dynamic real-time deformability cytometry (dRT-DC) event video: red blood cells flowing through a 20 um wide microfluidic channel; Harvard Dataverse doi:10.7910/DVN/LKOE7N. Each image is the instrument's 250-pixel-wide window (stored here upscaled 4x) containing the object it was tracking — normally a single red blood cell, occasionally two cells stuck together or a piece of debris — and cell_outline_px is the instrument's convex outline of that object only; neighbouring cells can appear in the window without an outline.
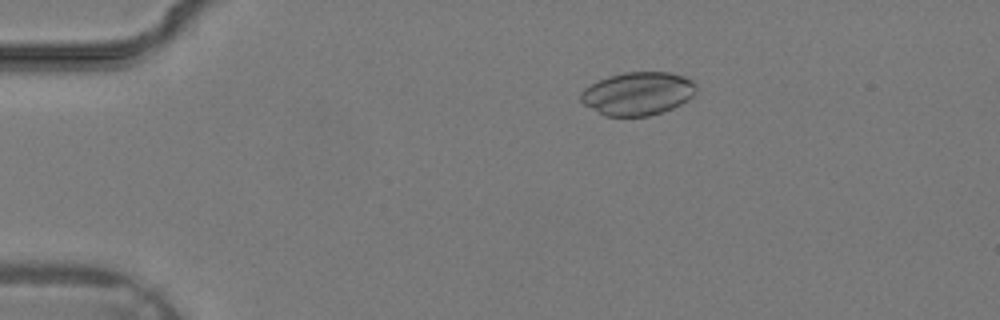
{"species": "common noctule bat (a hibernating species)", "species_latin": "Nyctalus noctula", "temperature_condition": "warm", "stored_images_in_passage": 32, "camera_frame_rate_fps": 3000, "um_per_image_px": 0.085, "animal": {"sex": "male", "body_mass_g": 19.2, "forearm_length_mm": 51.8}, "frame": {"image": 1, "passage_image": 3, "time_ms": 0.667, "image_size_px": [1000, 320], "cell_outline_px": [[696, 92], [688, 100], [664, 112], [648, 116], [604, 116], [584, 104], [580, 100], [580, 92], [584, 88], [608, 76], [624, 72], [668, 72], [684, 76], [692, 80], [696, 84]], "centroid_in_image_um": [54.22, 7.95], "position_along_channel_um": 30.8, "area_um2": 29.13}}
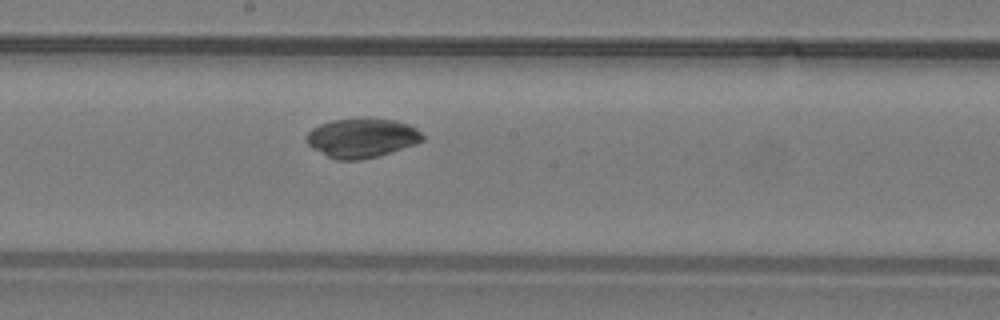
{"frame": {"image": 2, "passage_image": 16, "time_ms": 5.0, "image_size_px": [1000, 320], "cell_outline_px": [[424, 140], [416, 144], [376, 156], [360, 160], [336, 160], [312, 148], [304, 140], [308, 132], [312, 128], [320, 124], [332, 120], [396, 120], [408, 124], [416, 128], [424, 136]], "centroid_in_image_um": [30.74, 11.75], "position_along_channel_um": 217.5, "area_um2": 26.07}}
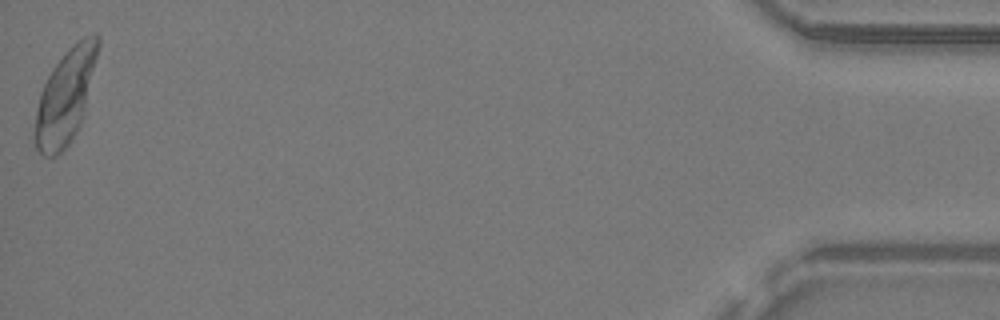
{"frame": {"image": 3, "passage_image": 32, "time_ms": 10.333, "image_size_px": [1000, 320], "cell_outline_px": [[100, 44], [84, 112], [80, 124], [76, 132], [68, 144], [56, 156], [44, 156], [36, 148], [36, 108], [40, 92], [52, 68], [68, 48], [84, 36], [100, 36]], "centroid_in_image_um": [5.57, 8.19], "position_along_channel_um": 429.6, "area_um2": 33.87}}